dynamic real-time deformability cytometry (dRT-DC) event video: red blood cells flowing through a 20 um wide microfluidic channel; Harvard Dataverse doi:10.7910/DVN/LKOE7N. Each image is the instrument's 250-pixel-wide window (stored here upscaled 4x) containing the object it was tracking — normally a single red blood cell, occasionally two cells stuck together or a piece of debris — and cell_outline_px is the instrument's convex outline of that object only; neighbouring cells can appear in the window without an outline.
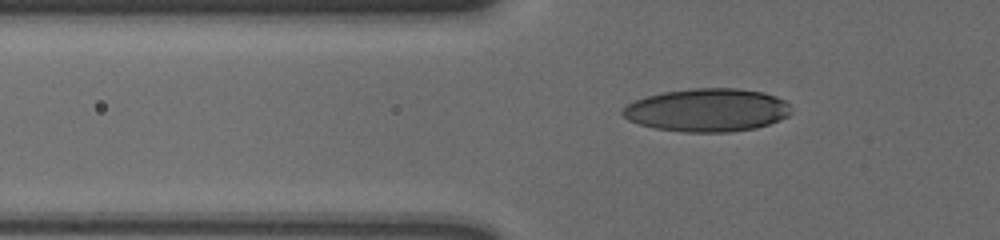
{"species": "human", "species_latin": "Homo sapiens", "temperature_condition": "cold", "stored_images_in_passage": 48, "camera_frame_rate_fps": 3000, "um_per_image_px": 0.085, "donor": {"sex": "male"}, "frame": {"image": 1, "passage_image": 12, "time_ms": 3.667, "image_size_px": [1000, 240], "cell_outline_px": [[792, 112], [788, 116], [780, 120], [756, 128], [728, 132], [684, 132], [656, 128], [640, 124], [628, 120], [620, 112], [628, 104], [636, 100], [648, 96], [664, 92], [692, 88], [736, 88], [764, 92], [776, 96], [784, 100], [788, 104]], "centroid_in_image_um": [60.14, 9.35], "position_along_channel_um": 65.7, "area_um2": 42.25}}
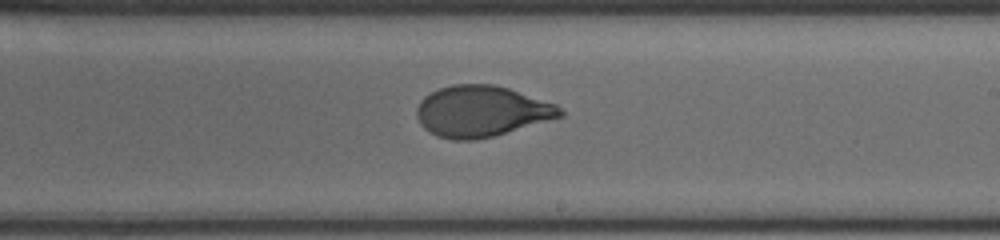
{"frame": {"image": 2, "passage_image": 28, "time_ms": 9.0, "image_size_px": [1000, 240], "cell_outline_px": [[564, 116], [492, 136], [476, 140], [452, 140], [436, 136], [424, 128], [420, 124], [416, 116], [416, 108], [420, 100], [424, 96], [440, 88], [452, 84], [492, 84], [508, 88], [556, 104], [564, 112]], "centroid_in_image_um": [40.89, 9.46], "position_along_channel_um": 248.1, "area_um2": 42.6}}
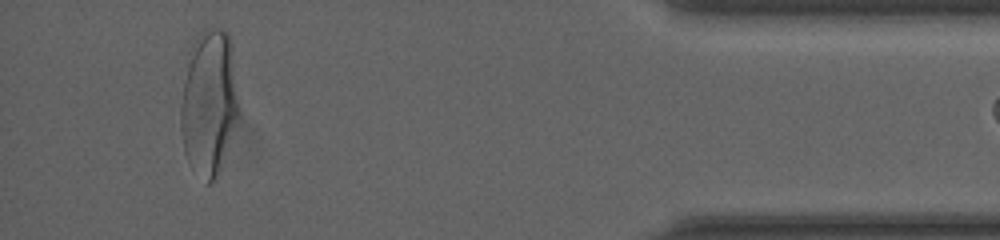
{"frame": {"image": 3, "passage_image": 46, "time_ms": 15.0, "image_size_px": [1000, 240], "cell_outline_px": [[240, 112], [216, 180], [208, 184], [204, 184], [188, 164], [184, 152], [180, 128], [180, 104], [188, 52], [196, 36], [204, 28], [220, 28], [228, 32], [232, 44], [240, 100]], "centroid_in_image_um": [17.77, 8.72], "position_along_channel_um": 417.4, "area_um2": 50.75}}